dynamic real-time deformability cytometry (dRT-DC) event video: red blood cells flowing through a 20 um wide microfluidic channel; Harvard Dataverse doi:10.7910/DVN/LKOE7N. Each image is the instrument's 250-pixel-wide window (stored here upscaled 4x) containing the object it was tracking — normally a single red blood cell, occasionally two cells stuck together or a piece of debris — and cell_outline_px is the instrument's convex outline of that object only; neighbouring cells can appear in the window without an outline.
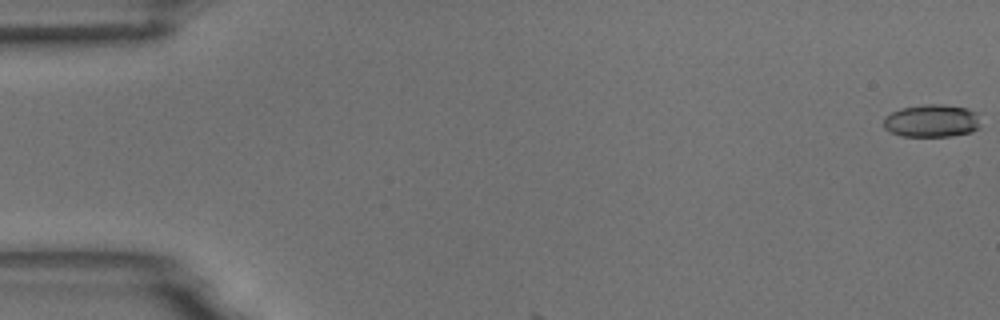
{"species": "common noctule bat (a hibernating species)", "species_latin": "Nyctalus noctula", "temperature_condition": "room temperature", "stored_images_in_passage": 2, "camera_frame_rate_fps": 3000, "um_per_image_px": 0.085, "animal": {"sex": "male", "body_mass_g": 18.8}, "frame": {"image": 1, "passage_image": 1, "time_ms": 0.0, "image_size_px": [1000, 320], "cell_outline_px": [[980, 128], [972, 132], [948, 136], [900, 136], [884, 128], [884, 116], [900, 108], [924, 104], [944, 104], [968, 108], [976, 112], [980, 124]], "centroid_in_image_um": [79.21, 10.26], "position_along_channel_um": 5.8, "area_um2": 18.67}}